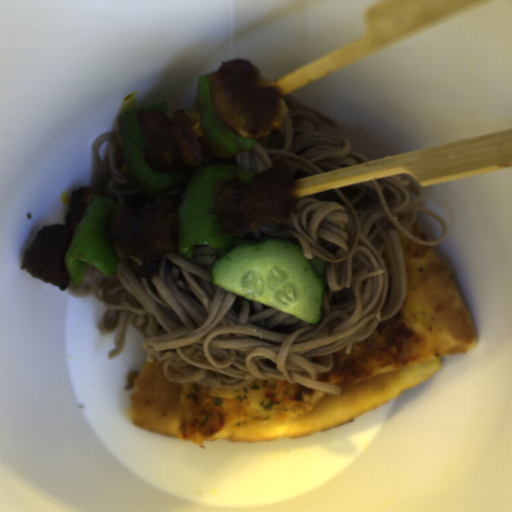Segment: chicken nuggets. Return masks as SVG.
Here are the masks:
<instances>
[{"label":"chicken nuggets","instance_id":"chicken-nuggets-1","mask_svg":"<svg viewBox=\"0 0 512 512\" xmlns=\"http://www.w3.org/2000/svg\"><path fill=\"white\" fill-rule=\"evenodd\" d=\"M208 91L218 119L244 139L265 141L288 114L281 88L249 59L223 61L210 75Z\"/></svg>","mask_w":512,"mask_h":512},{"label":"chicken nuggets","instance_id":"chicken-nuggets-2","mask_svg":"<svg viewBox=\"0 0 512 512\" xmlns=\"http://www.w3.org/2000/svg\"><path fill=\"white\" fill-rule=\"evenodd\" d=\"M294 178L289 165L278 161L266 171L254 173L249 182L226 180L216 195L215 208L208 209V215L220 217L219 235L246 234L297 218Z\"/></svg>","mask_w":512,"mask_h":512},{"label":"chicken nuggets","instance_id":"chicken-nuggets-3","mask_svg":"<svg viewBox=\"0 0 512 512\" xmlns=\"http://www.w3.org/2000/svg\"><path fill=\"white\" fill-rule=\"evenodd\" d=\"M183 196L170 195L119 211L107 234L115 258L139 256L140 278L157 276L165 254L178 249V210Z\"/></svg>","mask_w":512,"mask_h":512},{"label":"chicken nuggets","instance_id":"chicken-nuggets-4","mask_svg":"<svg viewBox=\"0 0 512 512\" xmlns=\"http://www.w3.org/2000/svg\"><path fill=\"white\" fill-rule=\"evenodd\" d=\"M135 119L145 137V162L154 173L186 172L213 159L210 142L201 131L199 111L147 109Z\"/></svg>","mask_w":512,"mask_h":512},{"label":"chicken nuggets","instance_id":"chicken-nuggets-5","mask_svg":"<svg viewBox=\"0 0 512 512\" xmlns=\"http://www.w3.org/2000/svg\"><path fill=\"white\" fill-rule=\"evenodd\" d=\"M100 198L97 188L73 190L63 224L42 226L28 245L23 263L33 278L66 291L71 279L64 261L69 245L91 199Z\"/></svg>","mask_w":512,"mask_h":512}]
</instances>
